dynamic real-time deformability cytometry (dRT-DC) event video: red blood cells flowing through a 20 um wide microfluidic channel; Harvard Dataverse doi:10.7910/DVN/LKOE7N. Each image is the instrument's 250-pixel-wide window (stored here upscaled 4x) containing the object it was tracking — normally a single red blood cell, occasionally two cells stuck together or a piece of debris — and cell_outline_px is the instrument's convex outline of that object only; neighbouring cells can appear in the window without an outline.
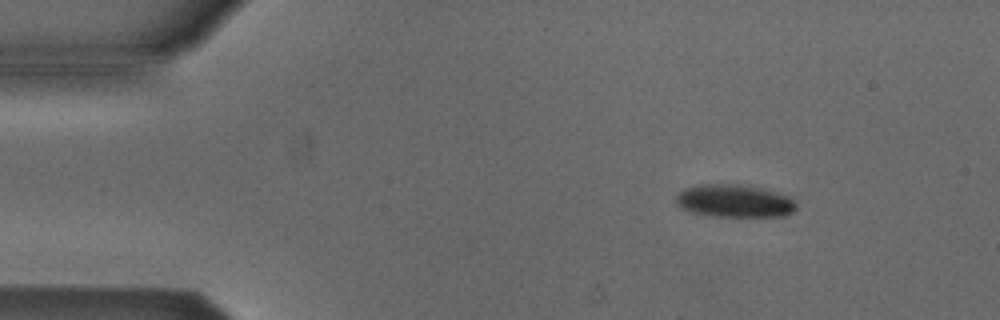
{"species": "Egyptian fruit bat (a non-hibernating species)", "species_latin": "Rousettus aegyptiacus", "temperature_condition": "cold", "stored_images_in_passage": 5, "camera_frame_rate_fps": 3000, "um_per_image_px": 0.085, "animal": {"sex": "male"}, "frame": {"image": 1, "passage_image": 2, "time_ms": 1.333, "image_size_px": [1000, 320], "cell_outline_px": [[796, 208], [792, 212], [784, 216], [712, 216], [692, 212], [680, 208], [676, 204], [676, 196], [684, 188], [704, 184], [740, 184], [768, 188], [792, 196], [796, 204]], "centroid_in_image_um": [62.48, 17.06], "position_along_channel_um": 22.5, "area_um2": 23.35}}
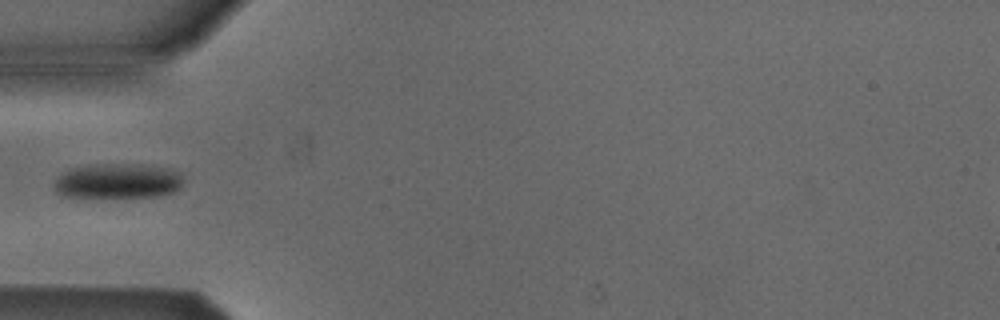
{"frame": {"image": 2, "passage_image": 5, "time_ms": 4.667, "image_size_px": [1000, 320], "cell_outline_px": [[184, 180], [180, 188], [176, 192], [160, 196], [60, 196], [52, 188], [52, 184], [56, 176], [72, 168], [88, 164], [140, 164], [164, 168], [176, 172]], "centroid_in_image_um": [9.95, 15.38], "position_along_channel_um": 75.0, "area_um2": 26.36}}